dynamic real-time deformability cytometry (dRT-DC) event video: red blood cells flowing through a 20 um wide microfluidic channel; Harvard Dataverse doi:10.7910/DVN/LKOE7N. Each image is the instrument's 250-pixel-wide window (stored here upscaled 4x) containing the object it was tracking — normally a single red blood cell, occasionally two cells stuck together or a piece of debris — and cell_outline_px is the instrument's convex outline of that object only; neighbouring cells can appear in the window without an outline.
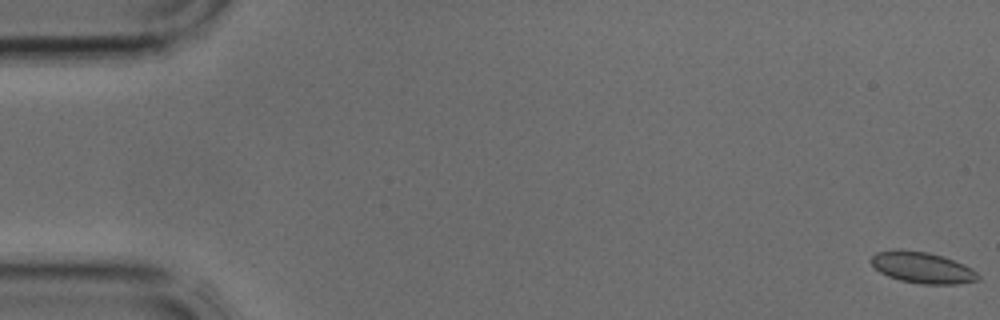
{"species": "common noctule bat (a hibernating species)", "species_latin": "Nyctalus noctula", "temperature_condition": "cold", "stored_images_in_passage": 13, "camera_frame_rate_fps": 3000, "um_per_image_px": 0.085, "animal": {"sex": "male", "body_mass_g": 17.9, "forearm_length_mm": 54.2}, "frame": {"image": 1, "passage_image": 1, "time_ms": 0.0, "image_size_px": [1000, 320], "cell_outline_px": [[980, 280], [956, 284], [920, 284], [900, 280], [888, 276], [880, 272], [868, 260], [876, 252], [900, 248], [928, 252], [944, 256], [964, 264], [972, 268], [980, 276]], "centroid_in_image_um": [78.39, 22.73], "position_along_channel_um": 6.6, "area_um2": 19.77}}